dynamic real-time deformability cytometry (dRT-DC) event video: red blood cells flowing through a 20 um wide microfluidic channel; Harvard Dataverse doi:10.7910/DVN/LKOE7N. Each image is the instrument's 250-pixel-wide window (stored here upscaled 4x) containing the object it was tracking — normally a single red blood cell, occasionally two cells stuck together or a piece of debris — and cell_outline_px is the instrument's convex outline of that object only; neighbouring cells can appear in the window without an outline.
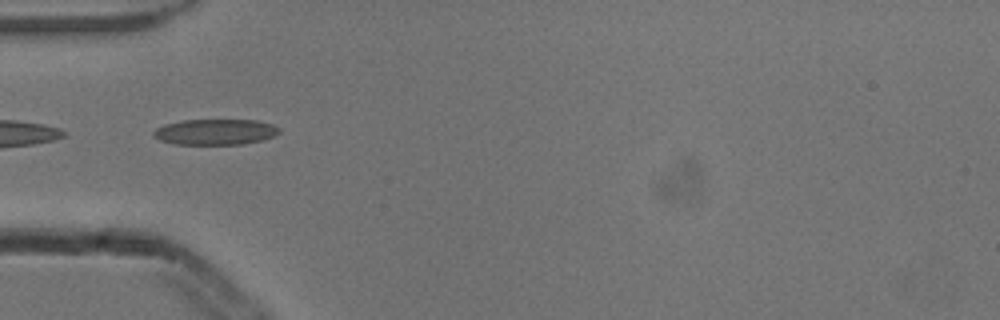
{"species": "common noctule bat (a hibernating species)", "species_latin": "Nyctalus noctula", "temperature_condition": "cold", "stored_images_in_passage": 8, "camera_frame_rate_fps": 3000, "um_per_image_px": 0.085, "animal": {"sex": "male", "body_mass_g": 13.3}, "frame": {"image": 1, "passage_image": 5, "time_ms": 1.333, "image_size_px": [1000, 320], "cell_outline_px": [[280, 132], [272, 136], [260, 140], [240, 144], [176, 144], [160, 140], [152, 136], [152, 132], [156, 128], [164, 124], [184, 120], [256, 120], [272, 124], [280, 128]], "centroid_in_image_um": [18.26, 11.2], "position_along_channel_um": 66.7, "area_um2": 18.73}}
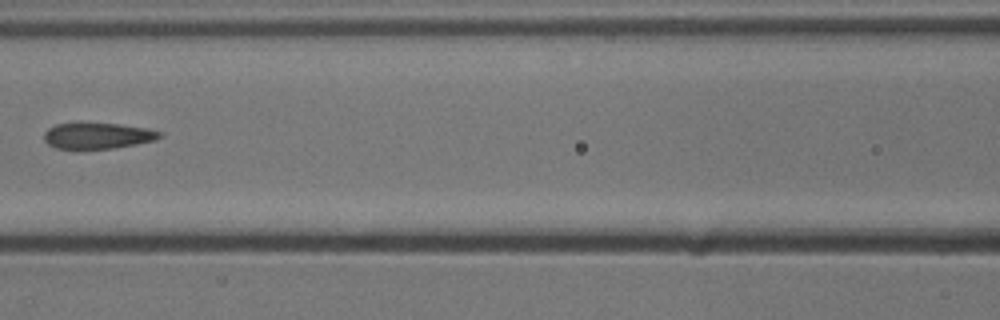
{"frame": {"image": 2, "passage_image": 7, "time_ms": 2.0, "image_size_px": [1000, 320], "cell_outline_px": [[160, 136], [152, 140], [136, 144], [112, 148], [56, 148], [48, 144], [44, 140], [44, 132], [48, 128], [56, 124], [80, 120], [116, 124], [148, 128], [160, 132]], "centroid_in_image_um": [8.2, 11.48], "position_along_channel_um": 158.4, "area_um2": 17.8}}
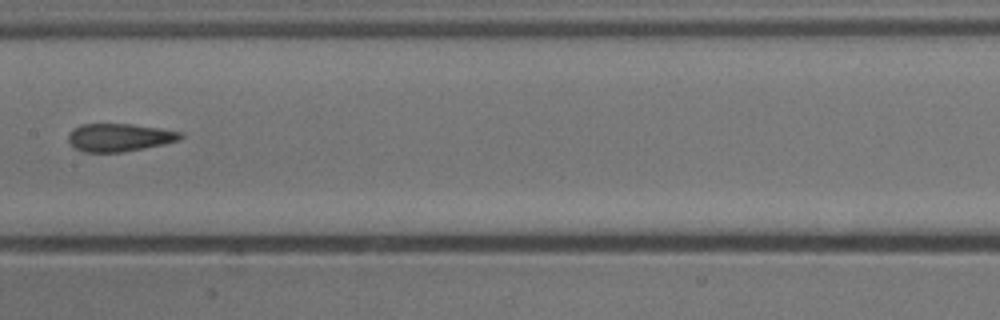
{"frame": {"image": 3, "passage_image": 8, "time_ms": 2.333, "image_size_px": [1000, 320], "cell_outline_px": [[184, 136], [180, 140], [164, 144], [124, 152], [84, 152], [76, 148], [68, 140], [68, 136], [72, 128], [80, 124], [132, 124], [160, 128], [184, 132]], "centroid_in_image_um": [10.18, 11.67], "position_along_channel_um": 197.2, "area_um2": 18.38}}